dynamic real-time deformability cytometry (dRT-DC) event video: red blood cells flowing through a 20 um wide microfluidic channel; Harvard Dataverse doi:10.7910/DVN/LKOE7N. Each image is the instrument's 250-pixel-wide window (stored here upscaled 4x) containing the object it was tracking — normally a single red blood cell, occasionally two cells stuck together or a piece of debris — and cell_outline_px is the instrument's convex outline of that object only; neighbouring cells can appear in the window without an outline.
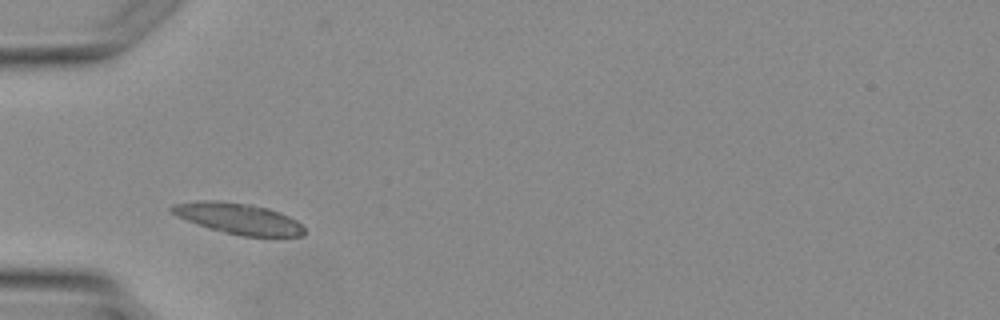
{"species": "Egyptian fruit bat (a non-hibernating species)", "species_latin": "Rousettus aegyptiacus", "temperature_condition": "warm", "stored_images_in_passage": 2, "camera_frame_rate_fps": 3000, "um_per_image_px": 0.085, "animal": {"sex": "female"}, "frame": {"image": 1, "passage_image": 2, "time_ms": 1.333, "image_size_px": [1000, 320], "cell_outline_px": [[304, 236], [240, 236], [208, 228], [176, 216], [168, 208], [172, 204], [196, 200], [216, 200], [248, 204], [268, 208], [280, 212], [296, 220], [304, 228]], "centroid_in_image_um": [20.22, 18.57], "position_along_channel_um": 64.8, "area_um2": 23.87}}